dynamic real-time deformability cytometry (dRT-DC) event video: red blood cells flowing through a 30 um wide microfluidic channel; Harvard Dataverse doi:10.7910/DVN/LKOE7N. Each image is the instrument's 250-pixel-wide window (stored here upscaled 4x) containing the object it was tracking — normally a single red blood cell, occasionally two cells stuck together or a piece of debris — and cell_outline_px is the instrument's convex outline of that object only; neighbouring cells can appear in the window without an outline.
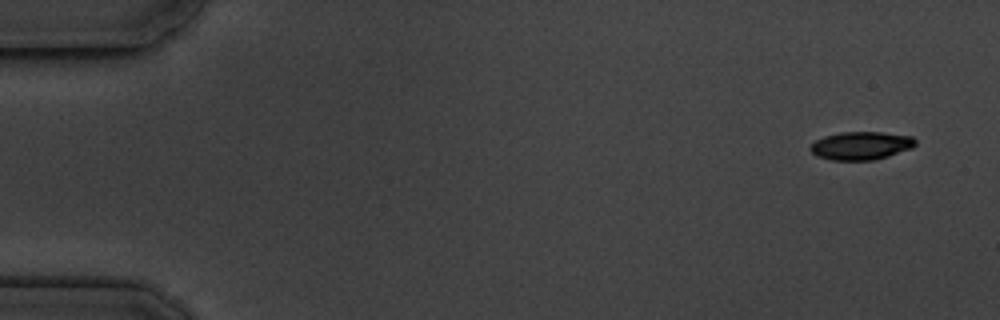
{"species": "common noctule bat (a hibernating species)", "species_latin": "Nyctalus noctula", "temperature_condition": "cold", "stored_images_in_passage": 6, "camera_frame_rate_fps": 3000, "um_per_image_px": 0.085, "animal": {"sex": "male", "body_mass_g": 19.5, "forearm_length_mm": 54.6}, "frame": {"image": 1, "passage_image": 1, "time_ms": 0.0, "image_size_px": [1000, 320], "cell_outline_px": [[916, 144], [912, 148], [888, 156], [872, 160], [832, 160], [816, 156], [808, 148], [816, 140], [824, 136], [840, 132], [880, 132], [912, 136], [916, 140]], "centroid_in_image_um": [73.18, 12.38], "position_along_channel_um": 11.8, "area_um2": 17.22}}
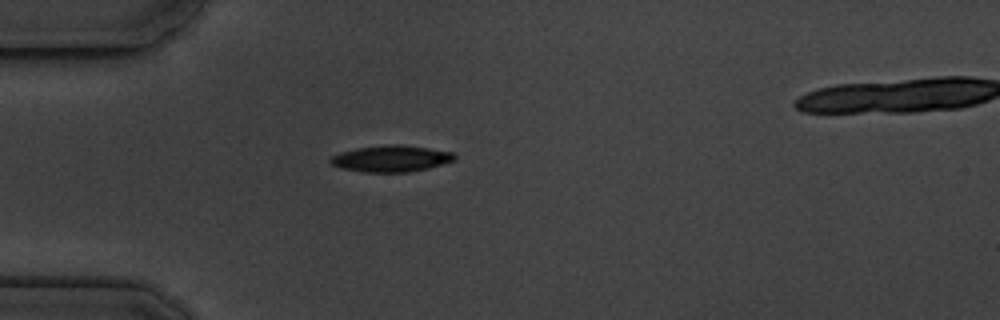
{"frame": {"image": 2, "passage_image": 5, "time_ms": 4.333, "image_size_px": [1000, 320], "cell_outline_px": [[456, 160], [428, 168], [408, 172], [364, 172], [340, 168], [332, 164], [328, 160], [332, 156], [340, 152], [356, 148], [384, 144], [404, 144], [452, 152], [456, 156]], "centroid_in_image_um": [33.23, 13.47], "position_along_channel_um": 51.8, "area_um2": 19.25}}